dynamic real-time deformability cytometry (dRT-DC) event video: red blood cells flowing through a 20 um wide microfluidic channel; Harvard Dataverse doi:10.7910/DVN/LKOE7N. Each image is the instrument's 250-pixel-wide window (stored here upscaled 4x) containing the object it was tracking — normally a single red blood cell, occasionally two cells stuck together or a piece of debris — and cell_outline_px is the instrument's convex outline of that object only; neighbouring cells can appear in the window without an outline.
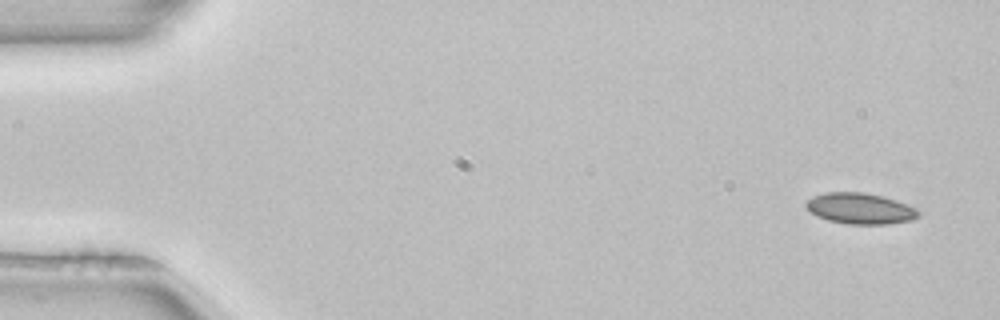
{"species": "common noctule bat (a hibernating species)", "species_latin": "Nyctalus noctula", "temperature_condition": "room temperature", "stored_images_in_passage": 4, "camera_frame_rate_fps": 3000, "um_per_image_px": 0.085, "animal": {"sex": "female", "body_mass_g": 22.7, "forearm_length_mm": 54.2}, "frame": {"image": 1, "passage_image": 1, "time_ms": 0.0, "image_size_px": [1000, 320], "cell_outline_px": [[920, 216], [912, 220], [888, 224], [848, 224], [828, 220], [816, 216], [804, 204], [812, 196], [824, 192], [864, 192], [896, 200], [908, 204], [916, 208], [920, 212]], "centroid_in_image_um": [73.13, 17.72], "position_along_channel_um": 11.9, "area_um2": 20.35}}
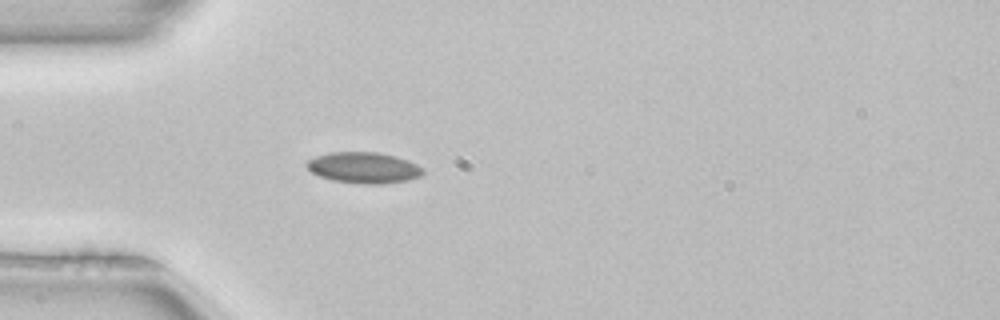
{"frame": {"image": 2, "passage_image": 4, "time_ms": 1.0, "image_size_px": [1000, 320], "cell_outline_px": [[424, 172], [420, 176], [408, 180], [384, 184], [364, 184], [332, 180], [320, 176], [312, 172], [304, 164], [308, 160], [316, 156], [328, 152], [376, 152], [396, 156], [416, 164]], "centroid_in_image_um": [30.89, 14.25], "position_along_channel_um": 54.1, "area_um2": 20.92}}